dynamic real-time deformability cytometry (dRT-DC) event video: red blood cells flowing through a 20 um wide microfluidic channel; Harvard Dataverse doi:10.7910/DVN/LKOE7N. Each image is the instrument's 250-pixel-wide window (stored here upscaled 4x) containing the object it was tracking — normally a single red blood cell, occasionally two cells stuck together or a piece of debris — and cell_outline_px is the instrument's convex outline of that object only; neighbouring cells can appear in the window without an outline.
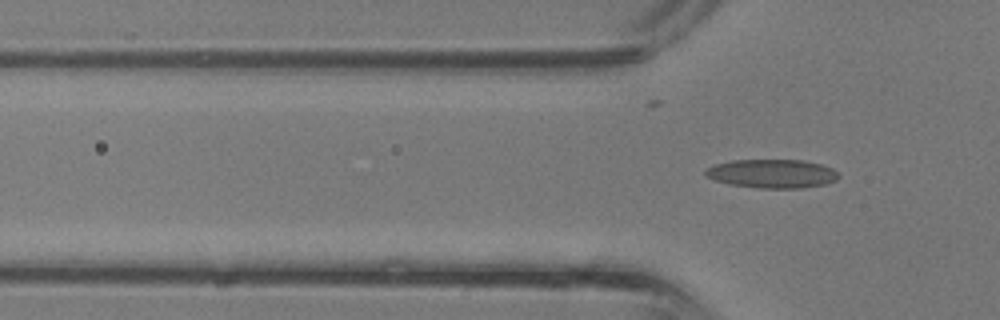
{"species": "common noctule bat (a hibernating species)", "species_latin": "Nyctalus noctula", "temperature_condition": "room temperature", "stored_images_in_passage": 3, "camera_frame_rate_fps": 3000, "um_per_image_px": 0.085, "animal": {"sex": "male", "body_mass_g": 13.3}, "frame": {"image": 1, "passage_image": 3, "time_ms": 0.667, "image_size_px": [1000, 320], "cell_outline_px": [[840, 176], [836, 180], [824, 184], [800, 188], [760, 188], [732, 184], [716, 180], [704, 176], [704, 172], [708, 168], [716, 164], [732, 160], [804, 160], [820, 164], [832, 168]], "centroid_in_image_um": [65.64, 14.75], "position_along_channel_um": 60.2, "area_um2": 22.08}}